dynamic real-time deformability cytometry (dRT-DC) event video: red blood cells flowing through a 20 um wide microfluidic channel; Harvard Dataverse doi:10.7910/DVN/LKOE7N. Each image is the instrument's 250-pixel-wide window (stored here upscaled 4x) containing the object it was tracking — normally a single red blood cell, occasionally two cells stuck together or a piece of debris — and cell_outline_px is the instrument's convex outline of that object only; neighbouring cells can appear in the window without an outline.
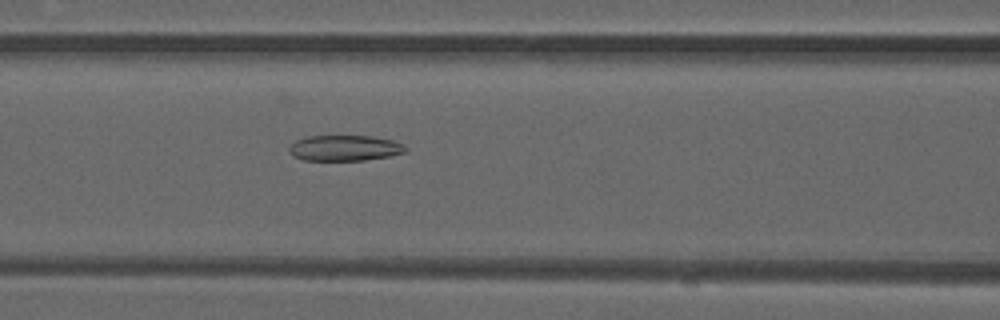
{"species": "common noctule bat (a hibernating species)", "species_latin": "Nyctalus noctula", "temperature_condition": "warm", "stored_images_in_passage": 51, "camera_frame_rate_fps": 3000, "um_per_image_px": 0.085, "animal": {"sex": "male", "forearm_length_mm": 52.5}, "frame": {"image": 1, "passage_image": 21, "time_ms": 6.667, "image_size_px": [1000, 320], "cell_outline_px": [[408, 152], [388, 156], [364, 160], [304, 160], [292, 156], [288, 148], [296, 140], [308, 136], [372, 136], [392, 140], [404, 144], [408, 148]], "centroid_in_image_um": [29.33, 12.58], "position_along_channel_um": 137.3, "area_um2": 17.46}}
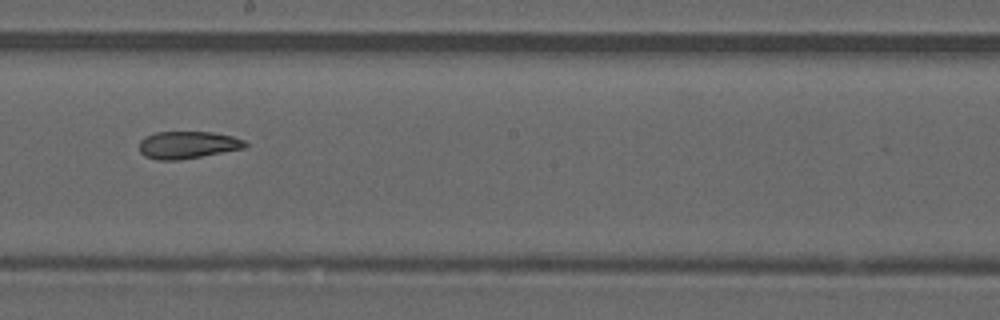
{"frame": {"image": 2, "passage_image": 28, "time_ms": 9.0, "image_size_px": [1000, 320], "cell_outline_px": [[248, 144], [244, 148], [180, 160], [156, 160], [144, 156], [140, 152], [140, 140], [144, 136], [156, 132], [212, 132], [232, 136], [244, 140]], "centroid_in_image_um": [15.92, 12.32], "position_along_channel_um": 232.3, "area_um2": 16.88}}
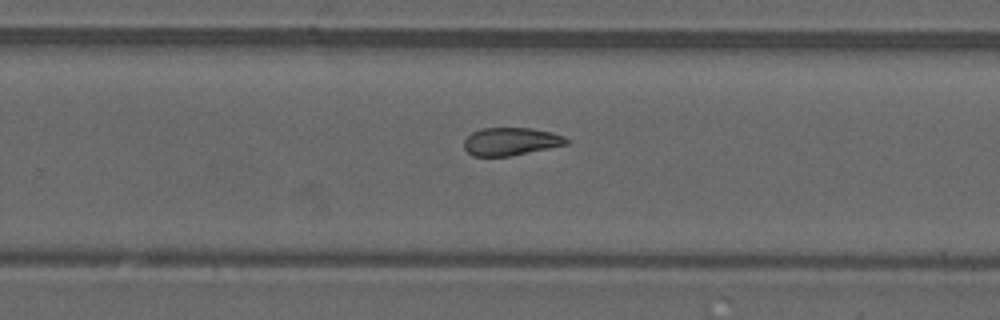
{"frame": {"image": 3, "passage_image": 32, "time_ms": 10.333, "image_size_px": [1000, 320], "cell_outline_px": [[568, 144], [512, 156], [472, 156], [464, 148], [464, 140], [472, 132], [484, 128], [532, 128], [552, 132], [564, 136], [568, 140]], "centroid_in_image_um": [43.42, 12.03], "position_along_channel_um": 286.4, "area_um2": 16.65}}